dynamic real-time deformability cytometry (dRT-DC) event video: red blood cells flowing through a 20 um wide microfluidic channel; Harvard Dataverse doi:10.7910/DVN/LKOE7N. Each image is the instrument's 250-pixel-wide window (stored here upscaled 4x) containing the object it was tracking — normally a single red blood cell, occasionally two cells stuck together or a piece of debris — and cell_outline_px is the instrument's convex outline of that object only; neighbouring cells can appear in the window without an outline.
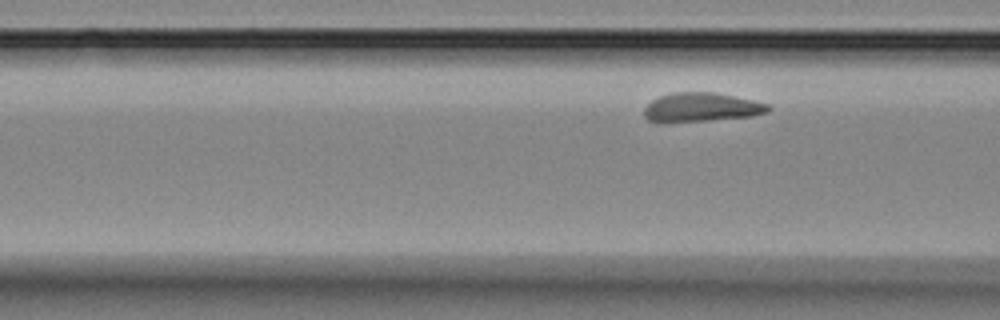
{"species": "Egyptian fruit bat (a non-hibernating species)", "species_latin": "Rousettus aegyptiacus", "temperature_condition": "room temperature", "stored_images_in_passage": 6, "segment_of_instrument_passage": [2, 2], "camera_frame_rate_fps": 3000, "um_per_image_px": 0.085, "animal": {"sex": "female"}, "frame": {"image": 1, "passage_image": 6, "time_ms": 6.667, "image_size_px": [1000, 320], "cell_outline_px": [[772, 108], [768, 112], [752, 116], [712, 120], [664, 124], [656, 124], [648, 120], [644, 116], [644, 108], [652, 100], [660, 96], [672, 92], [712, 92], [752, 100], [768, 104]], "centroid_in_image_um": [59.55, 9.15], "position_along_channel_um": 107.1, "area_um2": 21.39}}